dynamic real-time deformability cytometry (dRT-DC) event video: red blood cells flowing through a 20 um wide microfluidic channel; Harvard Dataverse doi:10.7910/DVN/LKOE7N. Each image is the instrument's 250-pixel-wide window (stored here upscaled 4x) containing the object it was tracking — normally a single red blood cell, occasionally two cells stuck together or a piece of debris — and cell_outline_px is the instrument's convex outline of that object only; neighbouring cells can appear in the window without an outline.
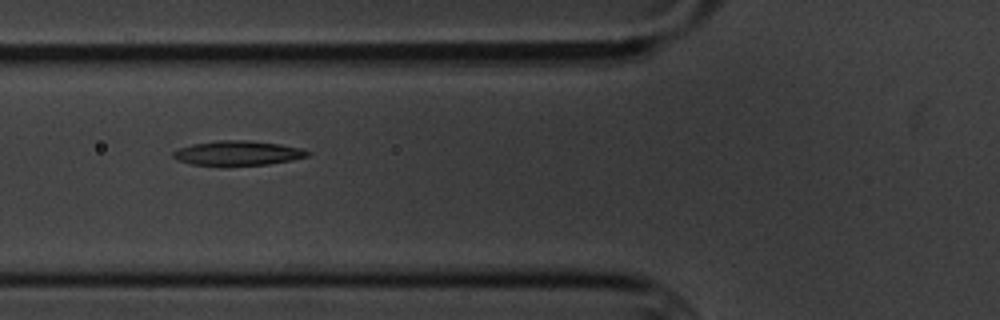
{"species": "common noctule bat (a hibernating species)", "species_latin": "Nyctalus noctula", "temperature_condition": "cold", "stored_images_in_passage": 4, "camera_frame_rate_fps": 3000, "um_per_image_px": 0.085, "animal": {"sex": "male", "body_mass_g": 20.1, "forearm_length_mm": 53.5}, "frame": {"image": 1, "passage_image": 3, "time_ms": 2.333, "image_size_px": [1000, 320], "cell_outline_px": [[312, 152], [308, 156], [292, 160], [268, 164], [224, 168], [220, 168], [192, 164], [176, 160], [172, 156], [172, 152], [180, 148], [192, 144], [216, 140], [248, 140], [280, 144], [304, 148]], "centroid_in_image_um": [20.2, 13.05], "position_along_channel_um": 105.6, "area_um2": 20.17}}
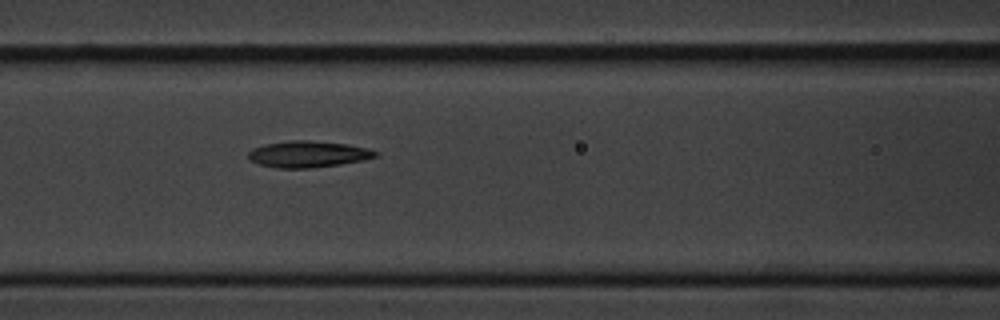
{"frame": {"image": 2, "passage_image": 4, "time_ms": 3.333, "image_size_px": [1000, 320], "cell_outline_px": [[380, 156], [364, 160], [340, 164], [312, 168], [276, 168], [260, 164], [252, 160], [248, 156], [248, 152], [252, 148], [264, 144], [288, 140], [308, 140], [348, 144], [368, 148], [380, 152]], "centroid_in_image_um": [26.23, 13.09], "position_along_channel_um": 140.4, "area_um2": 19.77}}